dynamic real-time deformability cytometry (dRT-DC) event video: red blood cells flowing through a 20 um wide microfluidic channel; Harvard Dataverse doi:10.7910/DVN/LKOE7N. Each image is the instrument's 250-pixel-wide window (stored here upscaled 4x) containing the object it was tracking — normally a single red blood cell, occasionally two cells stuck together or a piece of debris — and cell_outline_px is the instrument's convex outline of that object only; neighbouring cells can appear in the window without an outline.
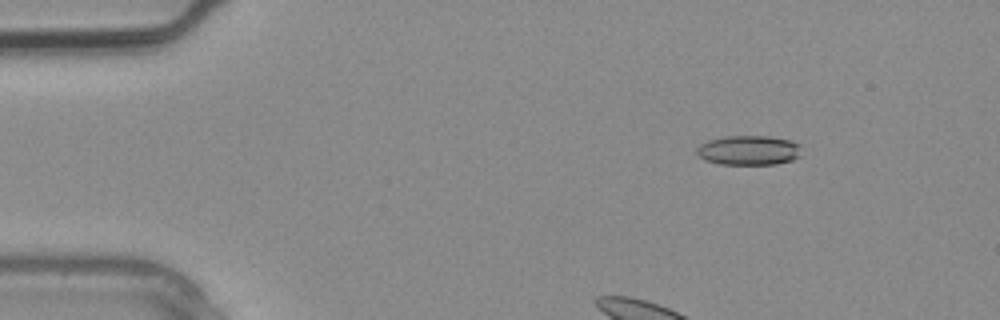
{"species": "common noctule bat (a hibernating species)", "species_latin": "Nyctalus noctula", "temperature_condition": "warm", "stored_images_in_passage": 2, "camera_frame_rate_fps": 3000, "um_per_image_px": 0.085, "animal": {"sex": "male", "body_mass_g": 20.4}, "frame": {"image": 1, "passage_image": 1, "time_ms": 0.0, "image_size_px": [1000, 320], "cell_outline_px": [[800, 156], [792, 160], [776, 164], [720, 164], [704, 160], [696, 152], [696, 148], [700, 144], [708, 140], [728, 136], [768, 136], [792, 140], [800, 144]], "centroid_in_image_um": [63.65, 12.77], "position_along_channel_um": 21.3, "area_um2": 18.15}}